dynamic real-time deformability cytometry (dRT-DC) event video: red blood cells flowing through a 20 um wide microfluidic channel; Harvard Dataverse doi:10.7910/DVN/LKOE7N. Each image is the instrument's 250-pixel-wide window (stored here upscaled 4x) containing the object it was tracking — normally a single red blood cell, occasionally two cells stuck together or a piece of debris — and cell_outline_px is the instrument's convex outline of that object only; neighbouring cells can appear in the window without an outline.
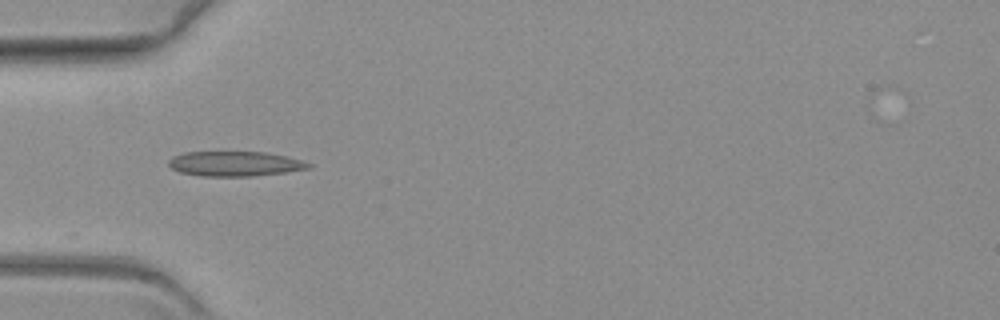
{"species": "common noctule bat (a hibernating species)", "species_latin": "Nyctalus noctula", "temperature_condition": "warm", "stored_images_in_passage": 5, "camera_frame_rate_fps": 3000, "um_per_image_px": 0.085, "animal": {"sex": "female", "body_mass_g": 19.3, "forearm_length_mm": 54.1}, "frame": {"image": 1, "passage_image": 1, "time_ms": 0.0, "image_size_px": [1000, 320], "cell_outline_px": [[312, 168], [284, 172], [252, 176], [200, 176], [180, 172], [172, 168], [168, 164], [168, 160], [172, 156], [184, 152], [264, 152], [288, 156], [304, 160], [312, 164]], "centroid_in_image_um": [19.99, 13.91], "position_along_channel_um": 65.0, "area_um2": 20.4}}
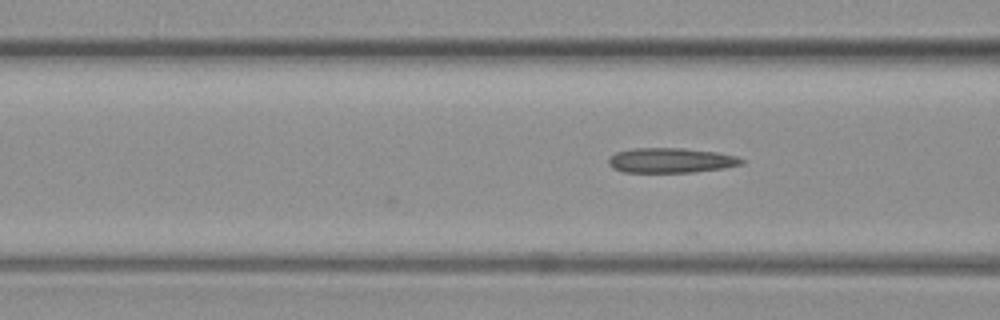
{"frame": {"image": 2, "passage_image": 5, "time_ms": 1.333, "image_size_px": [1000, 320], "cell_outline_px": [[744, 164], [724, 168], [696, 172], [624, 172], [612, 168], [608, 164], [608, 160], [616, 152], [632, 148], [680, 148], [716, 152], [736, 156], [744, 160]], "centroid_in_image_um": [57.03, 13.63], "position_along_channel_um": 109.6, "area_um2": 19.31}}